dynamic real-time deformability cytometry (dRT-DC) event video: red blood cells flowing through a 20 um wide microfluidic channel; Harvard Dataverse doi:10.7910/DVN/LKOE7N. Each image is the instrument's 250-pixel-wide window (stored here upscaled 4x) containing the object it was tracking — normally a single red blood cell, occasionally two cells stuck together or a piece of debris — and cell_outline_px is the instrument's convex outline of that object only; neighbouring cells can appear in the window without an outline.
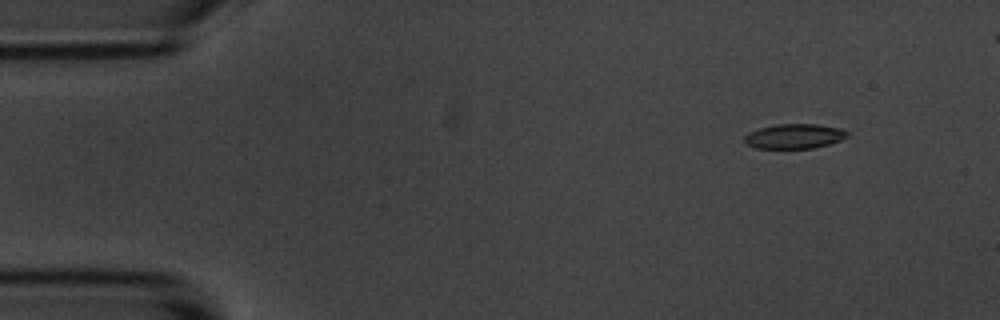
{"species": "common noctule bat (a hibernating species)", "species_latin": "Nyctalus noctula", "temperature_condition": "room temperature", "stored_images_in_passage": 5, "camera_frame_rate_fps": 3000, "um_per_image_px": 0.085, "animal": {"sex": "male", "body_mass_g": 20.1, "forearm_length_mm": 53.5}, "frame": {"image": 1, "passage_image": 2, "time_ms": 0.333, "image_size_px": [1000, 320], "cell_outline_px": [[848, 136], [840, 140], [816, 148], [756, 148], [744, 144], [744, 136], [748, 132], [760, 128], [776, 124], [816, 124], [840, 128], [848, 132]], "centroid_in_image_um": [67.49, 11.58], "position_along_channel_um": 17.5, "area_um2": 14.85}}
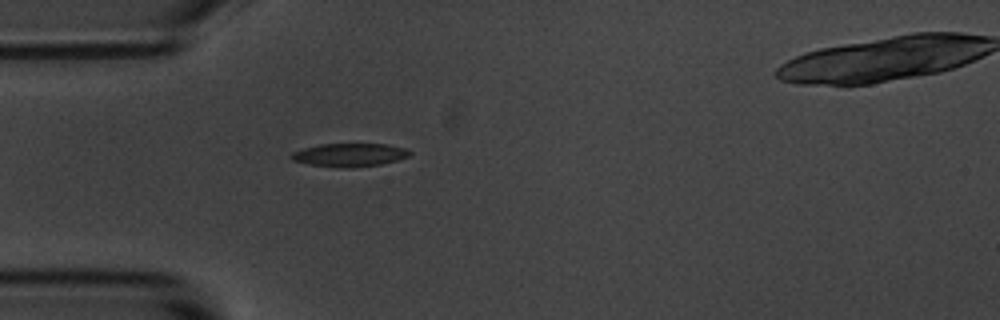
{"frame": {"image": 2, "passage_image": 4, "time_ms": 1.0, "image_size_px": [1000, 320], "cell_outline_px": [[412, 152], [408, 156], [400, 160], [380, 164], [352, 168], [340, 168], [308, 164], [292, 160], [288, 156], [292, 152], [304, 148], [320, 144], [388, 144], [404, 148]], "centroid_in_image_um": [29.7, 13.17], "position_along_channel_um": 55.3, "area_um2": 16.18}}